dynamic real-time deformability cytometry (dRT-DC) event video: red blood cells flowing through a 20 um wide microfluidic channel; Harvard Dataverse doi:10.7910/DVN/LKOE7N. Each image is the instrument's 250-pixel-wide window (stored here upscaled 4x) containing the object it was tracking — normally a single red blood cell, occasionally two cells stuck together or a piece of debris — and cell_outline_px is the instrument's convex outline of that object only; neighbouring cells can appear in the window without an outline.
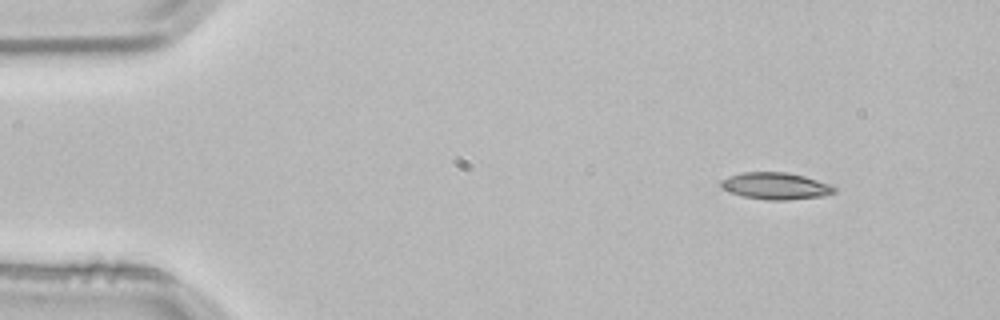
{"species": "common noctule bat (a hibernating species)", "species_latin": "Nyctalus noctula", "temperature_condition": "room temperature", "stored_images_in_passage": 3, "camera_frame_rate_fps": 3000, "um_per_image_px": 0.085, "animal": {"sex": "male", "body_mass_g": 21.5, "forearm_length_mm": 52.0}, "frame": {"image": 1, "passage_image": 1, "time_ms": 0.0, "image_size_px": [1000, 320], "cell_outline_px": [[836, 192], [824, 196], [784, 200], [764, 200], [744, 196], [720, 188], [720, 180], [728, 176], [744, 172], [788, 172], [804, 176], [832, 184], [836, 188]], "centroid_in_image_um": [65.95, 15.8], "position_along_channel_um": 19.1, "area_um2": 17.86}}
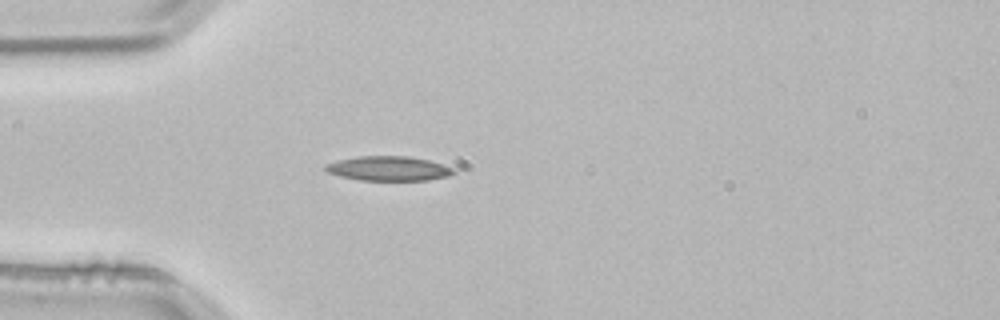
{"frame": {"image": 2, "passage_image": 3, "time_ms": 0.667, "image_size_px": [1000, 320], "cell_outline_px": [[456, 172], [448, 176], [428, 180], [360, 180], [340, 176], [328, 172], [324, 168], [324, 164], [336, 160], [356, 156], [408, 156], [428, 160], [456, 168]], "centroid_in_image_um": [33.02, 14.31], "position_along_channel_um": 52.0, "area_um2": 18.44}}